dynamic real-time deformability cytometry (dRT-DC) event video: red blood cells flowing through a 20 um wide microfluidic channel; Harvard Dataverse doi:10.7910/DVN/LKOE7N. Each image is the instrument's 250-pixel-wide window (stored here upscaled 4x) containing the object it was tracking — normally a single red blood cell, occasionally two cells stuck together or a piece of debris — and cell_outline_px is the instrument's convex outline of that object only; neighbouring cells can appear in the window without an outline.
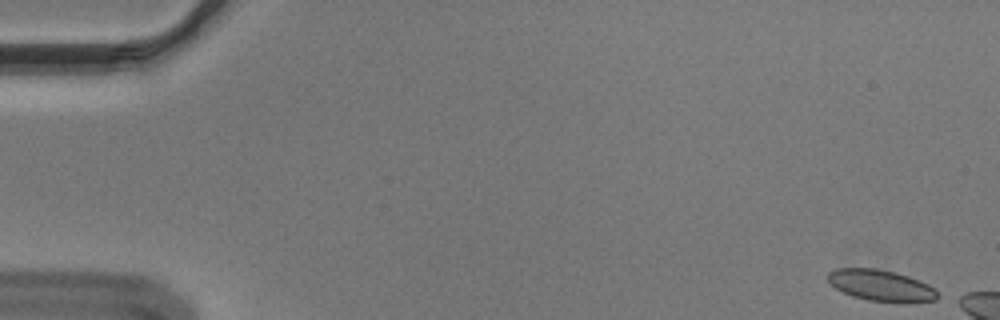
{"species": "Egyptian fruit bat (a non-hibernating species)", "species_latin": "Rousettus aegyptiacus", "temperature_condition": "cold", "stored_images_in_passage": 8, "camera_frame_rate_fps": 3000, "um_per_image_px": 0.085, "animal": {"sex": "male"}, "frame": {"image": 1, "passage_image": 1, "time_ms": 0.0, "image_size_px": [1000, 320], "cell_outline_px": [[944, 296], [936, 300], [908, 304], [900, 304], [868, 300], [852, 296], [836, 288], [824, 276], [828, 272], [836, 268], [876, 268], [896, 272], [908, 276], [928, 284], [936, 288]], "centroid_in_image_um": [74.97, 24.29], "position_along_channel_um": 10.0, "area_um2": 20.75}}